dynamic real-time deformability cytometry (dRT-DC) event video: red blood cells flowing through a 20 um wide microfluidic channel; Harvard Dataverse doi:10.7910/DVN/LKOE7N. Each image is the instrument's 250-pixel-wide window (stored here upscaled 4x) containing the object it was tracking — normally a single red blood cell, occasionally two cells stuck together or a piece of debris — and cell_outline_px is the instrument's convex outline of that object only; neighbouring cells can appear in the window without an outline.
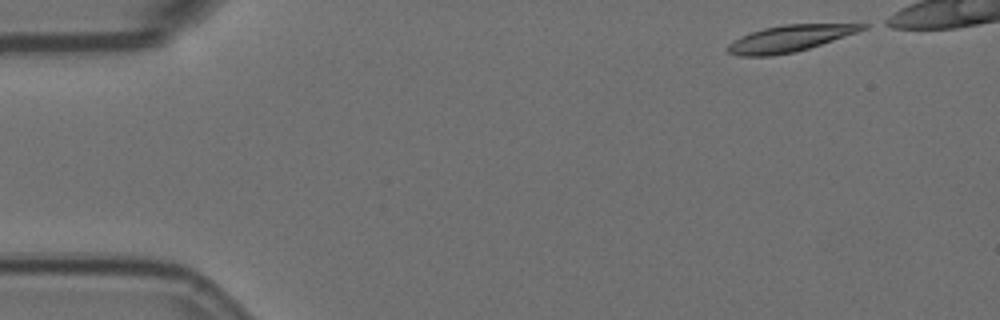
{"species": "Egyptian fruit bat (a non-hibernating species)", "species_latin": "Rousettus aegyptiacus", "temperature_condition": "room temperature", "stored_images_in_passage": 46, "camera_frame_rate_fps": 3000, "um_per_image_px": 0.085, "animal": {"sex": "female"}, "frame": {"image": 1, "passage_image": 1, "time_ms": 0.0, "image_size_px": [1000, 320], "cell_outline_px": [[868, 28], [808, 48], [792, 52], [772, 56], [740, 56], [728, 52], [728, 44], [740, 36], [764, 28], [784, 24], [868, 24]], "centroid_in_image_um": [67.08, 3.27], "position_along_channel_um": 17.9, "area_um2": 20.35}}
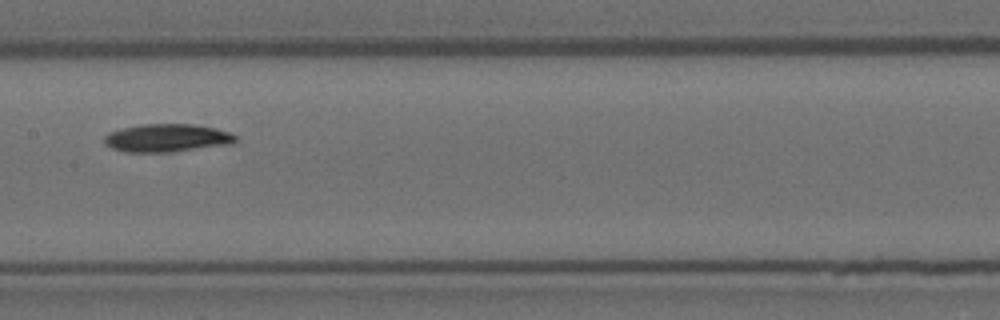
{"frame": {"image": 2, "passage_image": 24, "time_ms": 7.667, "image_size_px": [1000, 320], "cell_outline_px": [[236, 140], [232, 144], [168, 152], [124, 152], [112, 148], [104, 144], [104, 136], [108, 132], [140, 124], [192, 124], [216, 128], [228, 132], [236, 136]], "centroid_in_image_um": [14.16, 11.73], "position_along_channel_um": 193.2, "area_um2": 21.39}}
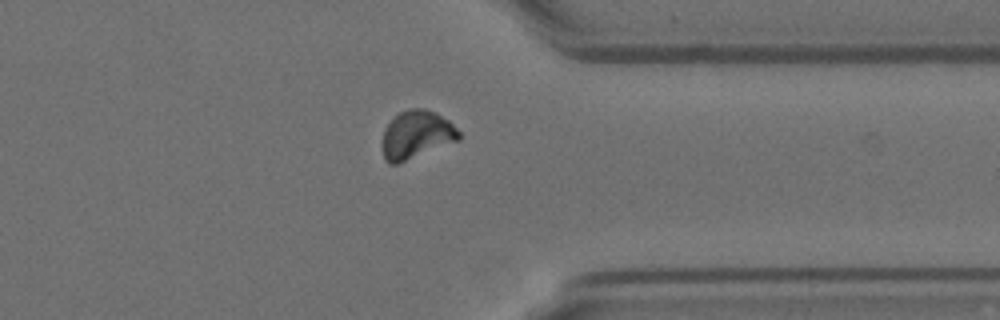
{"frame": {"image": 3, "passage_image": 40, "time_ms": 13.0, "image_size_px": [1000, 320], "cell_outline_px": [[460, 140], [396, 164], [388, 164], [384, 160], [384, 128], [400, 112], [408, 108], [424, 108], [448, 120], [460, 132]], "centroid_in_image_um": [35.41, 11.45], "position_along_channel_um": 376.0, "area_um2": 21.04}}